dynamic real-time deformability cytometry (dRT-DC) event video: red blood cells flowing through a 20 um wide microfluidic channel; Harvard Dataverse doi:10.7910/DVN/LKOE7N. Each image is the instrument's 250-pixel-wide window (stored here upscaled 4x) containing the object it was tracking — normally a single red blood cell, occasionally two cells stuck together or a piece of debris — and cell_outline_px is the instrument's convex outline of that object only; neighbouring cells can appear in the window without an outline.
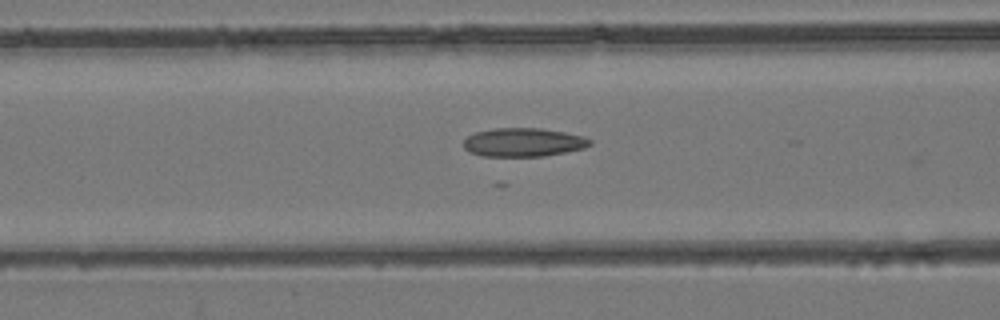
{"species": "common noctule bat (a hibernating species)", "species_latin": "Nyctalus noctula", "temperature_condition": "room temperature", "stored_images_in_passage": 21, "camera_frame_rate_fps": 3000, "um_per_image_px": 0.085, "animal": {"sex": "female", "body_mass_g": 24.6, "forearm_length_mm": 56.2}, "frame": {"image": 1, "passage_image": 11, "time_ms": 3.333, "image_size_px": [1000, 320], "cell_outline_px": [[592, 144], [584, 148], [544, 156], [480, 156], [468, 152], [464, 148], [464, 140], [468, 136], [476, 132], [496, 128], [540, 128], [564, 132], [584, 136], [592, 140]], "centroid_in_image_um": [44.48, 12.1], "position_along_channel_um": 122.1, "area_um2": 21.1}}
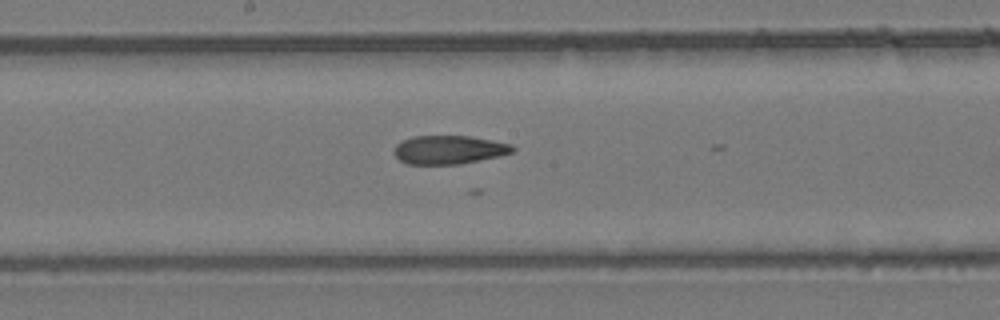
{"frame": {"image": 2, "passage_image": 17, "time_ms": 5.333, "image_size_px": [1000, 320], "cell_outline_px": [[516, 148], [512, 152], [500, 156], [460, 164], [408, 164], [400, 160], [392, 152], [396, 144], [412, 136], [468, 136], [492, 140], [512, 144]], "centroid_in_image_um": [38.16, 12.73], "position_along_channel_um": 210.0, "area_um2": 19.77}}
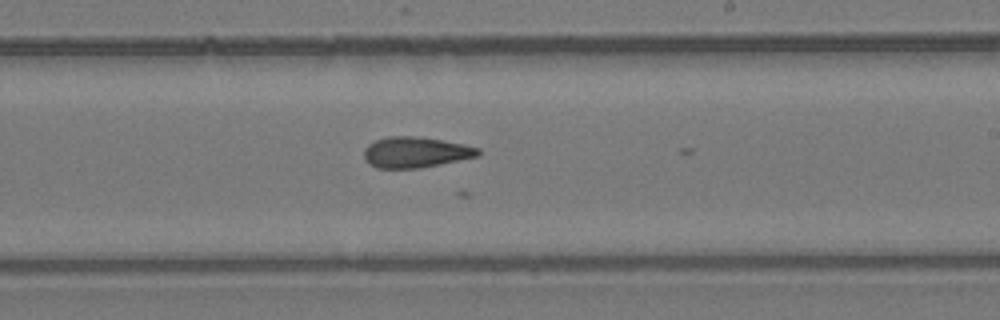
{"frame": {"image": 3, "passage_image": 20, "time_ms": 6.333, "image_size_px": [1000, 320], "cell_outline_px": [[480, 156], [420, 168], [376, 168], [368, 164], [364, 160], [364, 148], [368, 144], [376, 140], [388, 136], [416, 136], [464, 144], [480, 148]], "centroid_in_image_um": [35.31, 12.95], "position_along_channel_um": 253.7, "area_um2": 20.58}}